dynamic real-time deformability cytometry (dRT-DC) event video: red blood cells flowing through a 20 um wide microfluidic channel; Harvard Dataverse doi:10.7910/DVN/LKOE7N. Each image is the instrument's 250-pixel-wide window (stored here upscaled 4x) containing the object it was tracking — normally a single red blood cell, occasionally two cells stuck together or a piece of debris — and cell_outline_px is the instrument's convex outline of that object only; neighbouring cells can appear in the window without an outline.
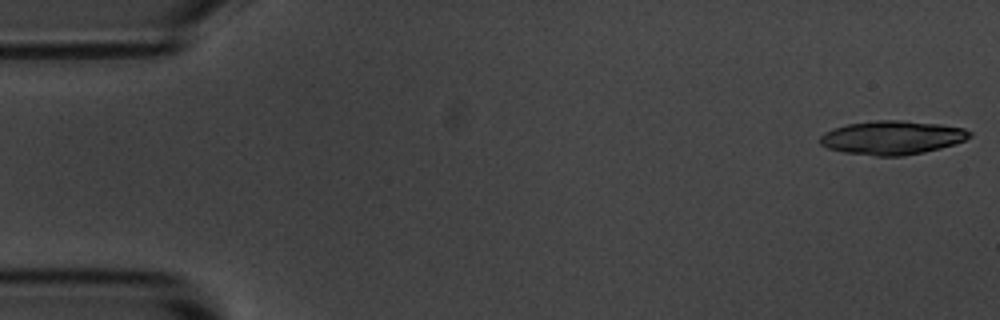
{"species": "common noctule bat (a hibernating species)", "species_latin": "Nyctalus noctula", "temperature_condition": "room temperature", "stored_images_in_passage": 15, "camera_frame_rate_fps": 3000, "um_per_image_px": 0.085, "animal": {"sex": "male", "body_mass_g": 20.1, "forearm_length_mm": 53.5}, "frame": {"image": 1, "passage_image": 1, "time_ms": 0.0, "image_size_px": [1000, 320], "cell_outline_px": [[972, 136], [964, 140], [940, 148], [924, 152], [904, 156], [876, 156], [844, 152], [828, 148], [820, 144], [820, 136], [824, 132], [832, 128], [848, 124], [876, 120], [900, 120], [940, 124], [964, 128], [972, 132]], "centroid_in_image_um": [75.82, 11.69], "position_along_channel_um": 9.2, "area_um2": 29.42}}